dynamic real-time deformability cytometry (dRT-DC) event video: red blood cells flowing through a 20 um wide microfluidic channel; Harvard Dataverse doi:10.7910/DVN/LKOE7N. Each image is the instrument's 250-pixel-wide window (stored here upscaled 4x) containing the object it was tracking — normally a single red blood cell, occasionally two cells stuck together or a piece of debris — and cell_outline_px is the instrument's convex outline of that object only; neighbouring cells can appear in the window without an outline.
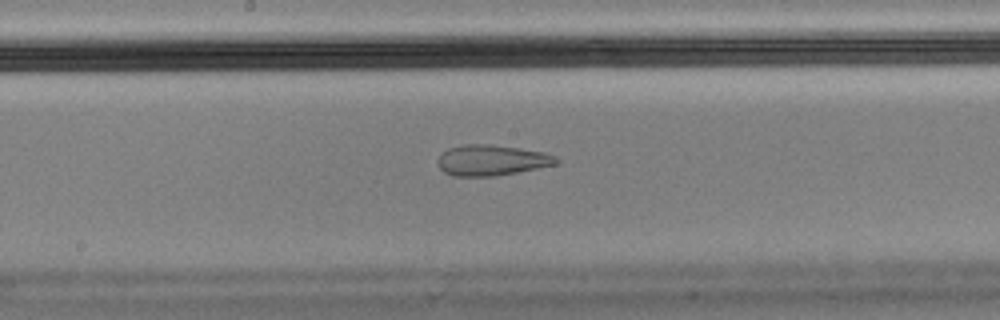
{"species": "Egyptian fruit bat (a non-hibernating species)", "species_latin": "Rousettus aegyptiacus", "temperature_condition": "cold", "stored_images_in_passage": 39, "camera_frame_rate_fps": 3000, "um_per_image_px": 0.085, "animal": {"sex": "male"}, "frame": {"image": 1, "passage_image": 12, "time_ms": 3.667, "image_size_px": [1000, 320], "cell_outline_px": [[560, 160], [556, 164], [496, 176], [452, 176], [444, 172], [440, 168], [436, 160], [440, 152], [448, 148], [464, 144], [492, 144], [520, 148], [544, 152], [556, 156]], "centroid_in_image_um": [41.74, 13.61], "position_along_channel_um": 206.5, "area_um2": 21.39}}